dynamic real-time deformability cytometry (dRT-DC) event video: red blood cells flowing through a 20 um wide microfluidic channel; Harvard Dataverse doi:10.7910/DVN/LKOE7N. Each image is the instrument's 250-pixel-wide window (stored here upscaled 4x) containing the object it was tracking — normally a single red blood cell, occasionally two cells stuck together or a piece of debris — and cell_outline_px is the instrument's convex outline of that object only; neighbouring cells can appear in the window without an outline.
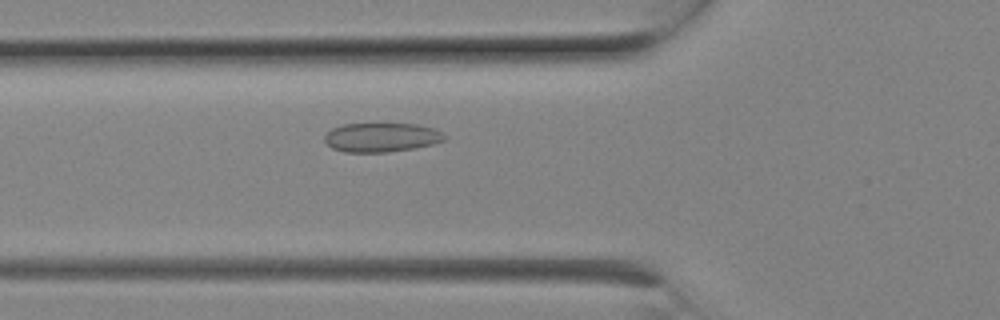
{"species": "Egyptian fruit bat (a non-hibernating species)", "species_latin": "Rousettus aegyptiacus", "temperature_condition": "room temperature", "stored_images_in_passage": 4, "camera_frame_rate_fps": 3000, "um_per_image_px": 0.085, "animal": {"sex": "female"}, "frame": {"image": 1, "passage_image": 4, "time_ms": 1.0, "image_size_px": [1000, 320], "cell_outline_px": [[448, 136], [444, 140], [432, 144], [416, 148], [388, 152], [344, 152], [332, 148], [324, 140], [324, 136], [332, 128], [344, 124], [416, 124], [432, 128]], "centroid_in_image_um": [32.42, 11.68], "position_along_channel_um": 93.4, "area_um2": 20.29}}